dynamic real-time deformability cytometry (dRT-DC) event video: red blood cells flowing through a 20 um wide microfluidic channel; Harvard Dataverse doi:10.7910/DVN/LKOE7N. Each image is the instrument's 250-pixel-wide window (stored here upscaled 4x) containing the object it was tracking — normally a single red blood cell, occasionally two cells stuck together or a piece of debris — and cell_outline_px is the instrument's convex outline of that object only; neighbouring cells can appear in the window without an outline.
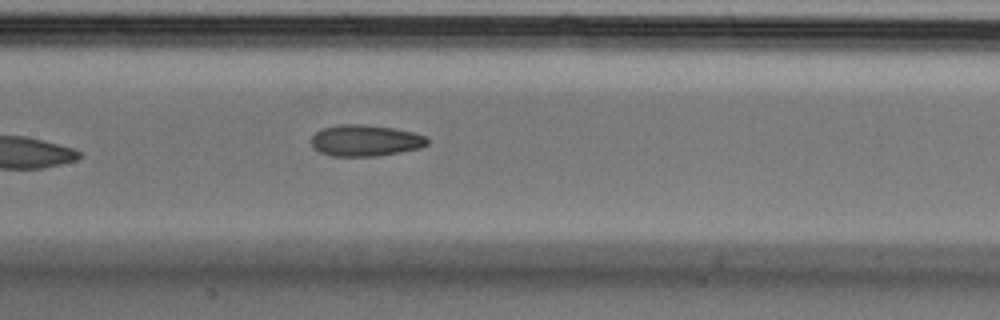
{"species": "Egyptian fruit bat (a non-hibernating species)", "species_latin": "Rousettus aegyptiacus", "temperature_condition": "cold", "stored_images_in_passage": 8, "camera_frame_rate_fps": 3000, "um_per_image_px": 0.085, "animal": {"sex": "male"}, "frame": {"image": 1, "passage_image": 8, "time_ms": 2.333, "image_size_px": [1000, 320], "cell_outline_px": [[428, 144], [420, 148], [400, 152], [376, 156], [332, 156], [320, 152], [312, 148], [312, 136], [320, 128], [340, 124], [364, 124], [392, 128], [416, 132], [424, 136], [428, 140]], "centroid_in_image_um": [31.04, 11.94], "position_along_channel_um": 176.4, "area_um2": 21.33}}